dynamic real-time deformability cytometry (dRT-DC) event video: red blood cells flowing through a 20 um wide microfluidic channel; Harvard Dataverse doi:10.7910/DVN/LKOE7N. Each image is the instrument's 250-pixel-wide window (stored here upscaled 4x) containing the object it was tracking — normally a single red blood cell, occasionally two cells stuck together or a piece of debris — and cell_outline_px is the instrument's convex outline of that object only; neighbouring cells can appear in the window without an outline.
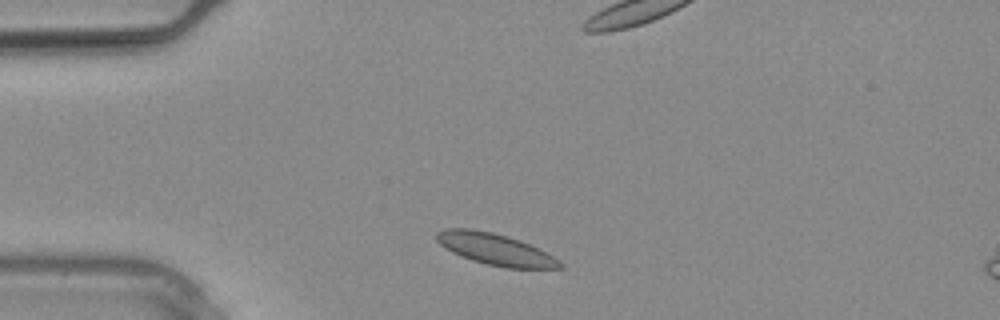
{"species": "common noctule bat (a hibernating species)", "species_latin": "Nyctalus noctula", "temperature_condition": "warm", "stored_images_in_passage": 11, "camera_frame_rate_fps": 3000, "um_per_image_px": 0.085, "animal": {"sex": "male", "body_mass_g": 20.4}, "frame": {"image": 1, "passage_image": 1, "time_ms": 0.0, "image_size_px": [1000, 320], "cell_outline_px": [[564, 268], [504, 268], [472, 260], [452, 252], [440, 244], [436, 240], [436, 232], [448, 228], [468, 228], [492, 232], [508, 236], [520, 240], [540, 248], [548, 252], [560, 260], [564, 264]], "centroid_in_image_um": [42.15, 21.18], "position_along_channel_um": 42.8, "area_um2": 22.77}}